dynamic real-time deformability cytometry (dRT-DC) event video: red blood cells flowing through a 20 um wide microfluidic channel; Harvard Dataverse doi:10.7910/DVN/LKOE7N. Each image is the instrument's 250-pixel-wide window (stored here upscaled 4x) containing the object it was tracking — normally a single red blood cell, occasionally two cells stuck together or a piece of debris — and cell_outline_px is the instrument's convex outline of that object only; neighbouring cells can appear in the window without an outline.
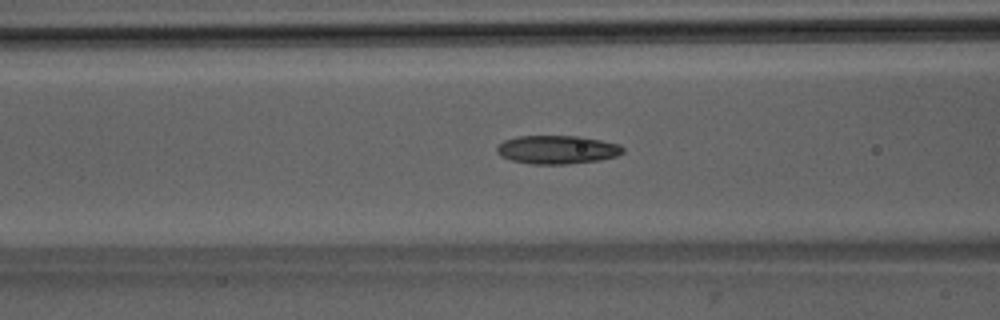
{"species": "Egyptian fruit bat (a non-hibernating species)", "species_latin": "Rousettus aegyptiacus", "temperature_condition": "room temperature", "stored_images_in_passage": 49, "camera_frame_rate_fps": 3000, "um_per_image_px": 0.085, "animal": {"sex": "male"}, "frame": {"image": 1, "passage_image": 18, "time_ms": 5.667, "image_size_px": [1000, 320], "cell_outline_px": [[624, 152], [616, 156], [600, 160], [564, 164], [532, 164], [512, 160], [500, 156], [496, 152], [496, 148], [504, 140], [520, 136], [580, 136], [620, 144], [624, 148]], "centroid_in_image_um": [47.37, 12.72], "position_along_channel_um": 119.2, "area_um2": 20.87}}
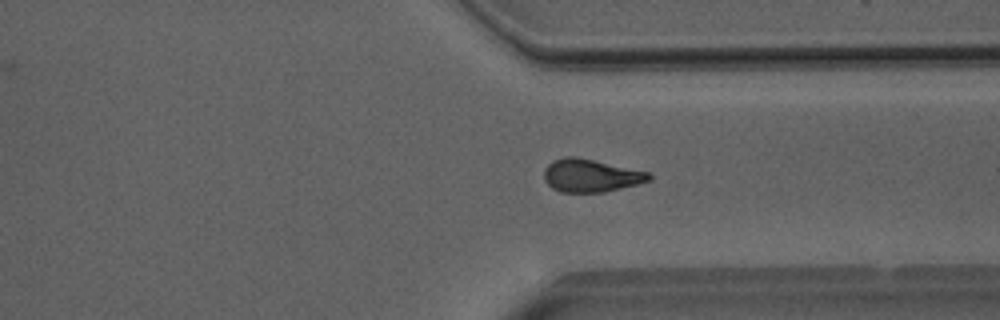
{"frame": {"image": 2, "passage_image": 36, "time_ms": 11.667, "image_size_px": [1000, 320], "cell_outline_px": [[652, 180], [604, 192], [560, 192], [552, 188], [544, 180], [544, 168], [552, 160], [564, 156], [576, 156], [648, 172], [652, 176]], "centroid_in_image_um": [50.17, 14.91], "position_along_channel_um": 361.2, "area_um2": 20.11}}
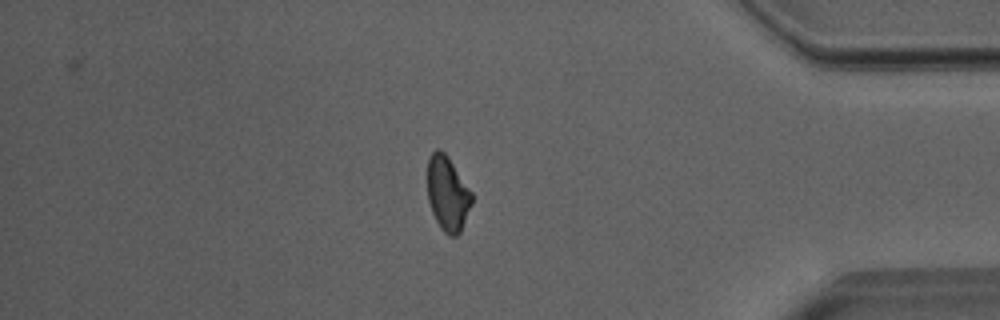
{"frame": {"image": 3, "passage_image": 41, "time_ms": 13.333, "image_size_px": [1000, 320], "cell_outline_px": [[472, 204], [460, 232], [456, 236], [448, 236], [440, 228], [432, 212], [428, 200], [428, 160], [432, 152], [436, 148], [440, 148], [448, 156], [472, 192]], "centroid_in_image_um": [38.05, 16.45], "position_along_channel_um": 397.2, "area_um2": 19.31}, "authors_computed_cell_mechanics": {"area_um2": 20.23, "velocity_mm_per_s": 4.0318, "shape_relaxation_time_tau1_ms": 9.3681, "shape_relaxation_time_tau2_ms": 3.1377, "deformation_change_tau1": 0.1857, "deformation_change_tau2": 0.1035}}